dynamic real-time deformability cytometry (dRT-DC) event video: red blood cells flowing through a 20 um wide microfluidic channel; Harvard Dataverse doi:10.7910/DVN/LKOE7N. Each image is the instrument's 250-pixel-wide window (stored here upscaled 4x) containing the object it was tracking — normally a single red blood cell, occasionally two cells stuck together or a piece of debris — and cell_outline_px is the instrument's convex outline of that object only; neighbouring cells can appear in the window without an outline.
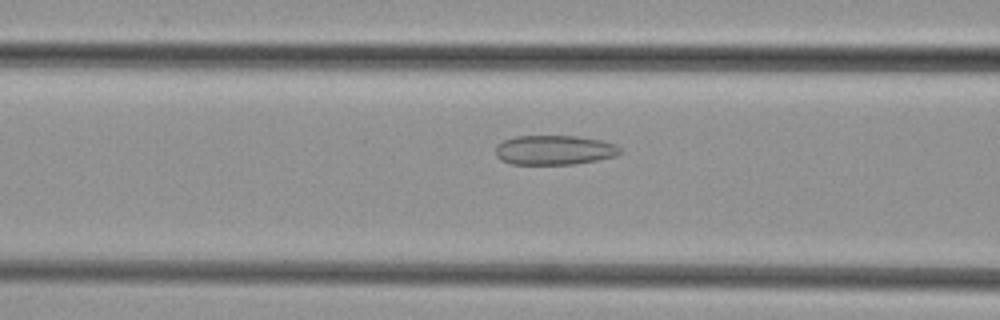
{"species": "common noctule bat (a hibernating species)", "species_latin": "Nyctalus noctula", "temperature_condition": "cold", "stored_images_in_passage": 38, "camera_frame_rate_fps": 3000, "um_per_image_px": 0.085, "animal": {"sex": "female", "body_mass_g": 29.2, "forearm_length_mm": 56.3}, "frame": {"image": 1, "passage_image": 10, "time_ms": 3.0, "image_size_px": [1000, 320], "cell_outline_px": [[624, 152], [616, 156], [596, 160], [572, 164], [512, 164], [500, 160], [496, 156], [496, 144], [504, 140], [516, 136], [576, 136], [600, 140], [616, 144]], "centroid_in_image_um": [47.12, 12.75], "position_along_channel_um": 119.5, "area_um2": 21.5}}
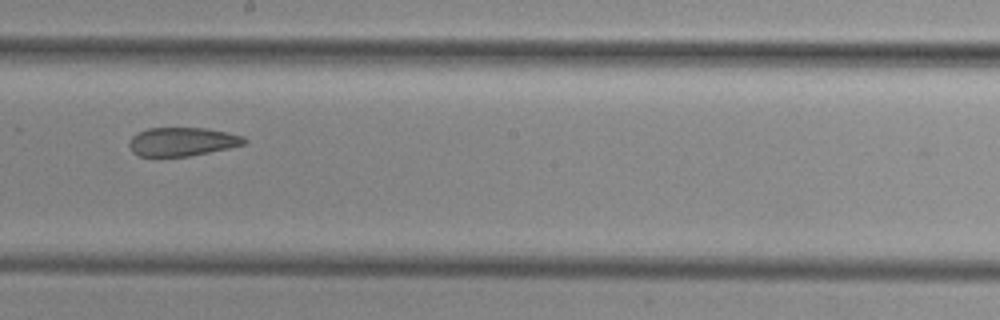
{"frame": {"image": 2, "passage_image": 18, "time_ms": 5.667, "image_size_px": [1000, 320], "cell_outline_px": [[248, 140], [244, 144], [228, 148], [188, 156], [140, 156], [132, 152], [128, 144], [128, 140], [136, 132], [148, 128], [208, 128], [228, 132], [244, 136]], "centroid_in_image_um": [15.47, 12.03], "position_along_channel_um": 232.7, "area_um2": 19.31}}
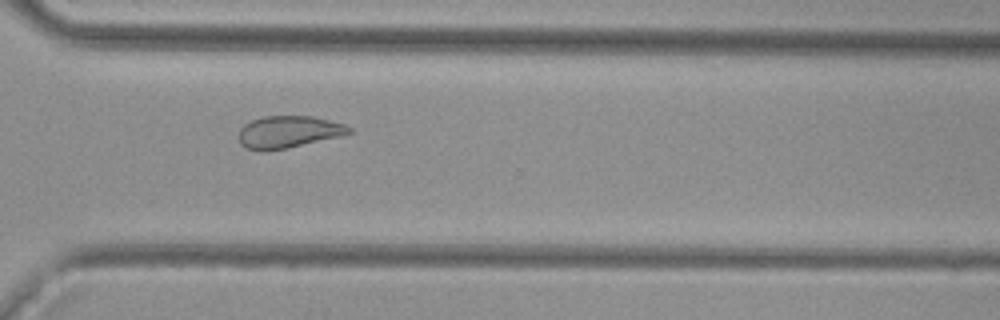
{"frame": {"image": 3, "passage_image": 26, "time_ms": 8.333, "image_size_px": [1000, 320], "cell_outline_px": [[352, 132], [344, 136], [288, 148], [264, 152], [260, 152], [244, 148], [240, 144], [240, 128], [244, 124], [252, 120], [264, 116], [312, 116], [332, 120], [344, 124], [352, 128]], "centroid_in_image_um": [24.54, 11.23], "position_along_channel_um": 346.1, "area_um2": 21.1}}